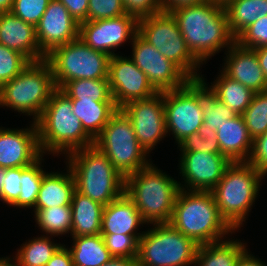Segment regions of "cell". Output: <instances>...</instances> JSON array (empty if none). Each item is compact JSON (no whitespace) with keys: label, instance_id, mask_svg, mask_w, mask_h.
<instances>
[{"label":"cell","instance_id":"obj_49","mask_svg":"<svg viewBox=\"0 0 267 266\" xmlns=\"http://www.w3.org/2000/svg\"><path fill=\"white\" fill-rule=\"evenodd\" d=\"M162 10L169 12L177 7L184 5H192L204 2L206 0H159Z\"/></svg>","mask_w":267,"mask_h":266},{"label":"cell","instance_id":"obj_5","mask_svg":"<svg viewBox=\"0 0 267 266\" xmlns=\"http://www.w3.org/2000/svg\"><path fill=\"white\" fill-rule=\"evenodd\" d=\"M179 182L152 162L125 178V194L147 225L169 223L180 190Z\"/></svg>","mask_w":267,"mask_h":266},{"label":"cell","instance_id":"obj_54","mask_svg":"<svg viewBox=\"0 0 267 266\" xmlns=\"http://www.w3.org/2000/svg\"><path fill=\"white\" fill-rule=\"evenodd\" d=\"M213 1L225 5L229 0H213Z\"/></svg>","mask_w":267,"mask_h":266},{"label":"cell","instance_id":"obj_38","mask_svg":"<svg viewBox=\"0 0 267 266\" xmlns=\"http://www.w3.org/2000/svg\"><path fill=\"white\" fill-rule=\"evenodd\" d=\"M30 63L18 51L0 44V87L20 74Z\"/></svg>","mask_w":267,"mask_h":266},{"label":"cell","instance_id":"obj_21","mask_svg":"<svg viewBox=\"0 0 267 266\" xmlns=\"http://www.w3.org/2000/svg\"><path fill=\"white\" fill-rule=\"evenodd\" d=\"M0 44L18 51L30 62L46 59L38 45L36 27L12 12L0 13Z\"/></svg>","mask_w":267,"mask_h":266},{"label":"cell","instance_id":"obj_39","mask_svg":"<svg viewBox=\"0 0 267 266\" xmlns=\"http://www.w3.org/2000/svg\"><path fill=\"white\" fill-rule=\"evenodd\" d=\"M112 256L137 258L139 239L143 235L101 233Z\"/></svg>","mask_w":267,"mask_h":266},{"label":"cell","instance_id":"obj_19","mask_svg":"<svg viewBox=\"0 0 267 266\" xmlns=\"http://www.w3.org/2000/svg\"><path fill=\"white\" fill-rule=\"evenodd\" d=\"M40 50L48 55L54 48L79 37V24L59 0H51L36 26Z\"/></svg>","mask_w":267,"mask_h":266},{"label":"cell","instance_id":"obj_44","mask_svg":"<svg viewBox=\"0 0 267 266\" xmlns=\"http://www.w3.org/2000/svg\"><path fill=\"white\" fill-rule=\"evenodd\" d=\"M122 2L127 14L137 20L163 11L159 0H122Z\"/></svg>","mask_w":267,"mask_h":266},{"label":"cell","instance_id":"obj_37","mask_svg":"<svg viewBox=\"0 0 267 266\" xmlns=\"http://www.w3.org/2000/svg\"><path fill=\"white\" fill-rule=\"evenodd\" d=\"M180 152H207L220 154V147L217 140L216 131H211L204 124L198 131L187 136L178 145Z\"/></svg>","mask_w":267,"mask_h":266},{"label":"cell","instance_id":"obj_8","mask_svg":"<svg viewBox=\"0 0 267 266\" xmlns=\"http://www.w3.org/2000/svg\"><path fill=\"white\" fill-rule=\"evenodd\" d=\"M139 239L138 266H194L199 245L170 223L150 224Z\"/></svg>","mask_w":267,"mask_h":266},{"label":"cell","instance_id":"obj_27","mask_svg":"<svg viewBox=\"0 0 267 266\" xmlns=\"http://www.w3.org/2000/svg\"><path fill=\"white\" fill-rule=\"evenodd\" d=\"M72 112L81 121L85 132L95 140L111 116L118 110L114 101H93V99H71Z\"/></svg>","mask_w":267,"mask_h":266},{"label":"cell","instance_id":"obj_33","mask_svg":"<svg viewBox=\"0 0 267 266\" xmlns=\"http://www.w3.org/2000/svg\"><path fill=\"white\" fill-rule=\"evenodd\" d=\"M38 229L48 236H62L72 231V208L71 206H58L32 210Z\"/></svg>","mask_w":267,"mask_h":266},{"label":"cell","instance_id":"obj_15","mask_svg":"<svg viewBox=\"0 0 267 266\" xmlns=\"http://www.w3.org/2000/svg\"><path fill=\"white\" fill-rule=\"evenodd\" d=\"M180 153L178 169L184 181L179 182V187L184 190L211 191L231 163L223 154L200 151Z\"/></svg>","mask_w":267,"mask_h":266},{"label":"cell","instance_id":"obj_35","mask_svg":"<svg viewBox=\"0 0 267 266\" xmlns=\"http://www.w3.org/2000/svg\"><path fill=\"white\" fill-rule=\"evenodd\" d=\"M70 99L114 101L108 79H77L67 82L61 89Z\"/></svg>","mask_w":267,"mask_h":266},{"label":"cell","instance_id":"obj_30","mask_svg":"<svg viewBox=\"0 0 267 266\" xmlns=\"http://www.w3.org/2000/svg\"><path fill=\"white\" fill-rule=\"evenodd\" d=\"M224 8L229 29L237 38L247 27L267 15V0H229Z\"/></svg>","mask_w":267,"mask_h":266},{"label":"cell","instance_id":"obj_13","mask_svg":"<svg viewBox=\"0 0 267 266\" xmlns=\"http://www.w3.org/2000/svg\"><path fill=\"white\" fill-rule=\"evenodd\" d=\"M121 110L129 117L138 143L150 155L155 146L167 135L163 92L135 100L124 105Z\"/></svg>","mask_w":267,"mask_h":266},{"label":"cell","instance_id":"obj_9","mask_svg":"<svg viewBox=\"0 0 267 266\" xmlns=\"http://www.w3.org/2000/svg\"><path fill=\"white\" fill-rule=\"evenodd\" d=\"M94 145L124 178L152 163L150 155L138 143L131 120L121 109L111 116Z\"/></svg>","mask_w":267,"mask_h":266},{"label":"cell","instance_id":"obj_10","mask_svg":"<svg viewBox=\"0 0 267 266\" xmlns=\"http://www.w3.org/2000/svg\"><path fill=\"white\" fill-rule=\"evenodd\" d=\"M137 33L166 59L176 64L189 78L202 76L201 63L188 49L175 18L161 11L138 20Z\"/></svg>","mask_w":267,"mask_h":266},{"label":"cell","instance_id":"obj_50","mask_svg":"<svg viewBox=\"0 0 267 266\" xmlns=\"http://www.w3.org/2000/svg\"><path fill=\"white\" fill-rule=\"evenodd\" d=\"M100 266H138L137 258L113 256L108 262Z\"/></svg>","mask_w":267,"mask_h":266},{"label":"cell","instance_id":"obj_20","mask_svg":"<svg viewBox=\"0 0 267 266\" xmlns=\"http://www.w3.org/2000/svg\"><path fill=\"white\" fill-rule=\"evenodd\" d=\"M227 52V53H226ZM221 71L254 93L267 90V81L253 49L235 42L227 51Z\"/></svg>","mask_w":267,"mask_h":266},{"label":"cell","instance_id":"obj_25","mask_svg":"<svg viewBox=\"0 0 267 266\" xmlns=\"http://www.w3.org/2000/svg\"><path fill=\"white\" fill-rule=\"evenodd\" d=\"M66 167V172L51 171L44 174L33 210L71 206L75 180L68 165Z\"/></svg>","mask_w":267,"mask_h":266},{"label":"cell","instance_id":"obj_2","mask_svg":"<svg viewBox=\"0 0 267 266\" xmlns=\"http://www.w3.org/2000/svg\"><path fill=\"white\" fill-rule=\"evenodd\" d=\"M72 111L71 99L57 89L35 121L42 155L66 156L94 144Z\"/></svg>","mask_w":267,"mask_h":266},{"label":"cell","instance_id":"obj_43","mask_svg":"<svg viewBox=\"0 0 267 266\" xmlns=\"http://www.w3.org/2000/svg\"><path fill=\"white\" fill-rule=\"evenodd\" d=\"M127 14L122 0H89L88 21L115 18Z\"/></svg>","mask_w":267,"mask_h":266},{"label":"cell","instance_id":"obj_17","mask_svg":"<svg viewBox=\"0 0 267 266\" xmlns=\"http://www.w3.org/2000/svg\"><path fill=\"white\" fill-rule=\"evenodd\" d=\"M163 99L167 135L170 136L171 133L179 144L203 125V111L198 107L195 97L184 86L163 91Z\"/></svg>","mask_w":267,"mask_h":266},{"label":"cell","instance_id":"obj_48","mask_svg":"<svg viewBox=\"0 0 267 266\" xmlns=\"http://www.w3.org/2000/svg\"><path fill=\"white\" fill-rule=\"evenodd\" d=\"M247 249L238 259L236 266H267V264L255 255L248 252Z\"/></svg>","mask_w":267,"mask_h":266},{"label":"cell","instance_id":"obj_1","mask_svg":"<svg viewBox=\"0 0 267 266\" xmlns=\"http://www.w3.org/2000/svg\"><path fill=\"white\" fill-rule=\"evenodd\" d=\"M193 56L204 65L214 55L227 51L236 38L229 29L224 5L213 0L184 5L169 11Z\"/></svg>","mask_w":267,"mask_h":266},{"label":"cell","instance_id":"obj_47","mask_svg":"<svg viewBox=\"0 0 267 266\" xmlns=\"http://www.w3.org/2000/svg\"><path fill=\"white\" fill-rule=\"evenodd\" d=\"M45 266H74L68 246L63 243Z\"/></svg>","mask_w":267,"mask_h":266},{"label":"cell","instance_id":"obj_11","mask_svg":"<svg viewBox=\"0 0 267 266\" xmlns=\"http://www.w3.org/2000/svg\"><path fill=\"white\" fill-rule=\"evenodd\" d=\"M45 60L57 89L77 79H108L110 56L87 46L79 37L54 48Z\"/></svg>","mask_w":267,"mask_h":266},{"label":"cell","instance_id":"obj_24","mask_svg":"<svg viewBox=\"0 0 267 266\" xmlns=\"http://www.w3.org/2000/svg\"><path fill=\"white\" fill-rule=\"evenodd\" d=\"M216 135L220 154L225 155L231 162L248 161L253 148V139L248 133L242 115L228 119V122L216 131Z\"/></svg>","mask_w":267,"mask_h":266},{"label":"cell","instance_id":"obj_6","mask_svg":"<svg viewBox=\"0 0 267 266\" xmlns=\"http://www.w3.org/2000/svg\"><path fill=\"white\" fill-rule=\"evenodd\" d=\"M262 179L265 176L248 161L231 162L211 190L221 216L235 231L244 226L257 200Z\"/></svg>","mask_w":267,"mask_h":266},{"label":"cell","instance_id":"obj_7","mask_svg":"<svg viewBox=\"0 0 267 266\" xmlns=\"http://www.w3.org/2000/svg\"><path fill=\"white\" fill-rule=\"evenodd\" d=\"M57 90L46 60L31 62L20 74L0 87V107L32 116L35 122Z\"/></svg>","mask_w":267,"mask_h":266},{"label":"cell","instance_id":"obj_4","mask_svg":"<svg viewBox=\"0 0 267 266\" xmlns=\"http://www.w3.org/2000/svg\"><path fill=\"white\" fill-rule=\"evenodd\" d=\"M65 158L80 194L106 206L125 193V178L94 144L74 150Z\"/></svg>","mask_w":267,"mask_h":266},{"label":"cell","instance_id":"obj_42","mask_svg":"<svg viewBox=\"0 0 267 266\" xmlns=\"http://www.w3.org/2000/svg\"><path fill=\"white\" fill-rule=\"evenodd\" d=\"M236 42L240 46L250 49L267 46V15L247 27L236 38Z\"/></svg>","mask_w":267,"mask_h":266},{"label":"cell","instance_id":"obj_40","mask_svg":"<svg viewBox=\"0 0 267 266\" xmlns=\"http://www.w3.org/2000/svg\"><path fill=\"white\" fill-rule=\"evenodd\" d=\"M21 167L0 170V201L11 205L21 191Z\"/></svg>","mask_w":267,"mask_h":266},{"label":"cell","instance_id":"obj_16","mask_svg":"<svg viewBox=\"0 0 267 266\" xmlns=\"http://www.w3.org/2000/svg\"><path fill=\"white\" fill-rule=\"evenodd\" d=\"M108 80L112 98L118 109L129 102L146 99L157 93L130 56L118 54L110 57Z\"/></svg>","mask_w":267,"mask_h":266},{"label":"cell","instance_id":"obj_34","mask_svg":"<svg viewBox=\"0 0 267 266\" xmlns=\"http://www.w3.org/2000/svg\"><path fill=\"white\" fill-rule=\"evenodd\" d=\"M45 155H42L36 162L28 167H21V191L18 199L11 205L16 209H33L42 184V178L46 173L43 170L42 162Z\"/></svg>","mask_w":267,"mask_h":266},{"label":"cell","instance_id":"obj_22","mask_svg":"<svg viewBox=\"0 0 267 266\" xmlns=\"http://www.w3.org/2000/svg\"><path fill=\"white\" fill-rule=\"evenodd\" d=\"M205 81V77L189 78L184 87L195 97L203 111V124L211 131H217L228 119L237 114L218 100L215 90Z\"/></svg>","mask_w":267,"mask_h":266},{"label":"cell","instance_id":"obj_41","mask_svg":"<svg viewBox=\"0 0 267 266\" xmlns=\"http://www.w3.org/2000/svg\"><path fill=\"white\" fill-rule=\"evenodd\" d=\"M51 0H14L11 12L26 23L37 26Z\"/></svg>","mask_w":267,"mask_h":266},{"label":"cell","instance_id":"obj_32","mask_svg":"<svg viewBox=\"0 0 267 266\" xmlns=\"http://www.w3.org/2000/svg\"><path fill=\"white\" fill-rule=\"evenodd\" d=\"M53 236L41 235L21 244L15 256L19 266H45L54 253L63 245L54 242ZM52 240V241H51Z\"/></svg>","mask_w":267,"mask_h":266},{"label":"cell","instance_id":"obj_12","mask_svg":"<svg viewBox=\"0 0 267 266\" xmlns=\"http://www.w3.org/2000/svg\"><path fill=\"white\" fill-rule=\"evenodd\" d=\"M130 44V59L147 76L148 82L157 92L175 90L185 85L189 77L138 33Z\"/></svg>","mask_w":267,"mask_h":266},{"label":"cell","instance_id":"obj_36","mask_svg":"<svg viewBox=\"0 0 267 266\" xmlns=\"http://www.w3.org/2000/svg\"><path fill=\"white\" fill-rule=\"evenodd\" d=\"M242 116L253 140L267 131V90L254 94Z\"/></svg>","mask_w":267,"mask_h":266},{"label":"cell","instance_id":"obj_14","mask_svg":"<svg viewBox=\"0 0 267 266\" xmlns=\"http://www.w3.org/2000/svg\"><path fill=\"white\" fill-rule=\"evenodd\" d=\"M138 20L129 14L115 18L85 21L79 24V38L92 49L107 55H118L115 51L137 33ZM116 49V50H115Z\"/></svg>","mask_w":267,"mask_h":266},{"label":"cell","instance_id":"obj_31","mask_svg":"<svg viewBox=\"0 0 267 266\" xmlns=\"http://www.w3.org/2000/svg\"><path fill=\"white\" fill-rule=\"evenodd\" d=\"M211 83L219 101L231 108L237 115H242L250 105L254 92L240 82L226 76L221 70Z\"/></svg>","mask_w":267,"mask_h":266},{"label":"cell","instance_id":"obj_23","mask_svg":"<svg viewBox=\"0 0 267 266\" xmlns=\"http://www.w3.org/2000/svg\"><path fill=\"white\" fill-rule=\"evenodd\" d=\"M147 224L134 202L124 193L104 207L101 233L143 235L139 227Z\"/></svg>","mask_w":267,"mask_h":266},{"label":"cell","instance_id":"obj_18","mask_svg":"<svg viewBox=\"0 0 267 266\" xmlns=\"http://www.w3.org/2000/svg\"><path fill=\"white\" fill-rule=\"evenodd\" d=\"M31 122L22 129L0 127V170L28 167L42 156L37 127Z\"/></svg>","mask_w":267,"mask_h":266},{"label":"cell","instance_id":"obj_28","mask_svg":"<svg viewBox=\"0 0 267 266\" xmlns=\"http://www.w3.org/2000/svg\"><path fill=\"white\" fill-rule=\"evenodd\" d=\"M247 243L236 238L199 245L194 266H236L239 257L247 250Z\"/></svg>","mask_w":267,"mask_h":266},{"label":"cell","instance_id":"obj_53","mask_svg":"<svg viewBox=\"0 0 267 266\" xmlns=\"http://www.w3.org/2000/svg\"><path fill=\"white\" fill-rule=\"evenodd\" d=\"M0 266H19L16 259L13 257H0Z\"/></svg>","mask_w":267,"mask_h":266},{"label":"cell","instance_id":"obj_51","mask_svg":"<svg viewBox=\"0 0 267 266\" xmlns=\"http://www.w3.org/2000/svg\"><path fill=\"white\" fill-rule=\"evenodd\" d=\"M257 55V59L261 69L263 70L264 76L267 81V46H262L253 49Z\"/></svg>","mask_w":267,"mask_h":266},{"label":"cell","instance_id":"obj_52","mask_svg":"<svg viewBox=\"0 0 267 266\" xmlns=\"http://www.w3.org/2000/svg\"><path fill=\"white\" fill-rule=\"evenodd\" d=\"M14 0H0V13L11 12Z\"/></svg>","mask_w":267,"mask_h":266},{"label":"cell","instance_id":"obj_26","mask_svg":"<svg viewBox=\"0 0 267 266\" xmlns=\"http://www.w3.org/2000/svg\"><path fill=\"white\" fill-rule=\"evenodd\" d=\"M104 207L75 190L71 202V237L101 234Z\"/></svg>","mask_w":267,"mask_h":266},{"label":"cell","instance_id":"obj_45","mask_svg":"<svg viewBox=\"0 0 267 266\" xmlns=\"http://www.w3.org/2000/svg\"><path fill=\"white\" fill-rule=\"evenodd\" d=\"M248 162L267 178V131L253 140Z\"/></svg>","mask_w":267,"mask_h":266},{"label":"cell","instance_id":"obj_3","mask_svg":"<svg viewBox=\"0 0 267 266\" xmlns=\"http://www.w3.org/2000/svg\"><path fill=\"white\" fill-rule=\"evenodd\" d=\"M169 223L198 245L224 240L236 232L221 216L211 191L180 189Z\"/></svg>","mask_w":267,"mask_h":266},{"label":"cell","instance_id":"obj_29","mask_svg":"<svg viewBox=\"0 0 267 266\" xmlns=\"http://www.w3.org/2000/svg\"><path fill=\"white\" fill-rule=\"evenodd\" d=\"M70 251L74 266H100L113 256L101 234L72 237Z\"/></svg>","mask_w":267,"mask_h":266},{"label":"cell","instance_id":"obj_46","mask_svg":"<svg viewBox=\"0 0 267 266\" xmlns=\"http://www.w3.org/2000/svg\"><path fill=\"white\" fill-rule=\"evenodd\" d=\"M69 11V14L80 24L88 21L89 0H59Z\"/></svg>","mask_w":267,"mask_h":266}]
</instances>
